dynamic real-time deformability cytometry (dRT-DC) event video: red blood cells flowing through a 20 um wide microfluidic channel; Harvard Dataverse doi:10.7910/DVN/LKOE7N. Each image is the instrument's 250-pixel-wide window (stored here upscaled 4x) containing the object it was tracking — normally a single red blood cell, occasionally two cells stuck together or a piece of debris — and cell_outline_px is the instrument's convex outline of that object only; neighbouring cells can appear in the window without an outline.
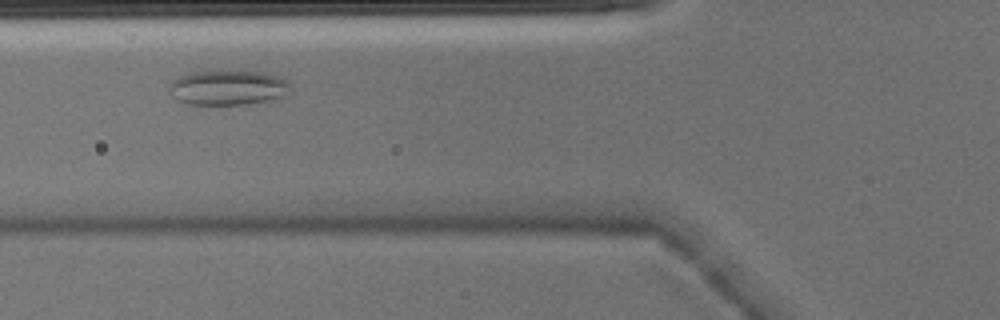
{"species": "Egyptian fruit bat (a non-hibernating species)", "species_latin": "Rousettus aegyptiacus", "temperature_condition": "warm", "stored_images_in_passage": 38, "camera_frame_rate_fps": 3000, "um_per_image_px": 0.085, "animal": {"sex": "male"}, "frame": {"image": 1, "passage_image": 8, "time_ms": 2.333, "image_size_px": [1000, 320], "cell_outline_px": [[292, 92], [288, 96], [276, 100], [248, 104], [188, 104], [176, 100], [172, 96], [168, 88], [172, 80], [188, 72], [268, 72], [280, 76], [288, 80], [292, 84]], "centroid_in_image_um": [19.48, 7.47], "position_along_channel_um": 106.3, "area_um2": 25.14}}
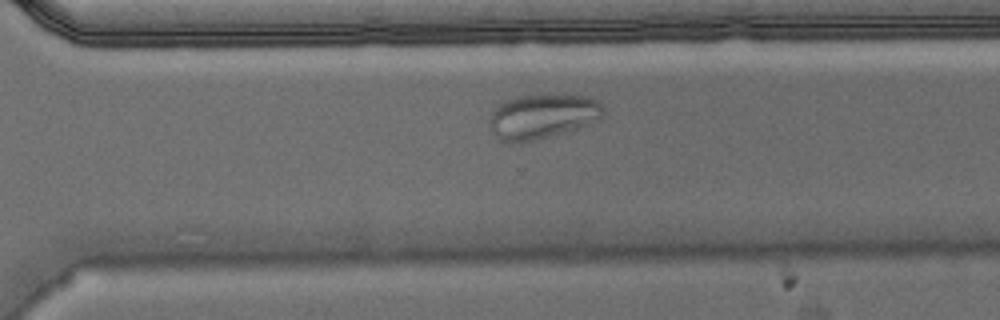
{"frame": {"image": 2, "passage_image": 24, "time_ms": 7.667, "image_size_px": [1000, 320], "cell_outline_px": [[604, 112], [600, 120], [592, 124], [536, 140], [500, 140], [492, 132], [488, 124], [488, 120], [492, 112], [500, 104], [508, 100], [520, 96], [548, 92], [564, 92], [584, 96], [596, 100], [604, 108]], "centroid_in_image_um": [46.17, 9.83], "position_along_channel_um": 324.4, "area_um2": 30.06}}
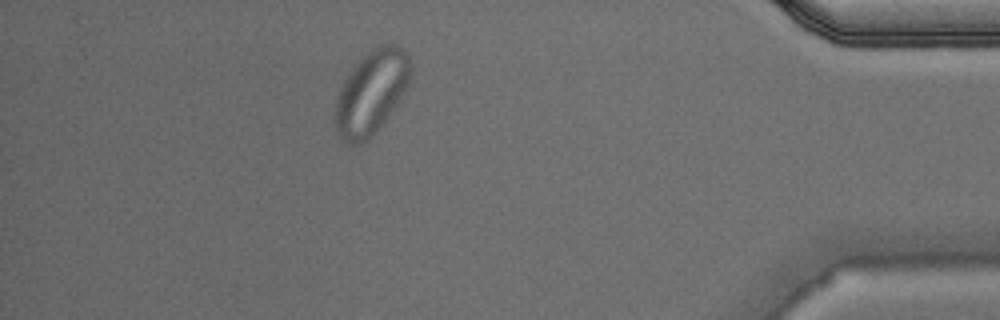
{"frame": {"image": 3, "passage_image": 33, "time_ms": 10.667, "image_size_px": [1000, 320], "cell_outline_px": [[412, 68], [408, 84], [404, 92], [396, 104], [384, 120], [360, 144], [348, 144], [340, 136], [336, 128], [332, 116], [332, 112], [336, 96], [344, 80], [352, 68], [376, 44], [392, 44], [400, 48], [408, 56], [412, 64]], "centroid_in_image_um": [31.52, 7.82], "position_along_channel_um": 403.7, "area_um2": 36.36}, "authors_computed_cell_mechanics": {"area_um2": 29.7959, "velocity_mm_per_s": 4.0898, "shape_relaxation_time_tau1_ms": null, "shape_relaxation_time_tau2_ms": 0.658, "deformation_change_tau1": null, "deformation_change_tau2": 0.0318}}